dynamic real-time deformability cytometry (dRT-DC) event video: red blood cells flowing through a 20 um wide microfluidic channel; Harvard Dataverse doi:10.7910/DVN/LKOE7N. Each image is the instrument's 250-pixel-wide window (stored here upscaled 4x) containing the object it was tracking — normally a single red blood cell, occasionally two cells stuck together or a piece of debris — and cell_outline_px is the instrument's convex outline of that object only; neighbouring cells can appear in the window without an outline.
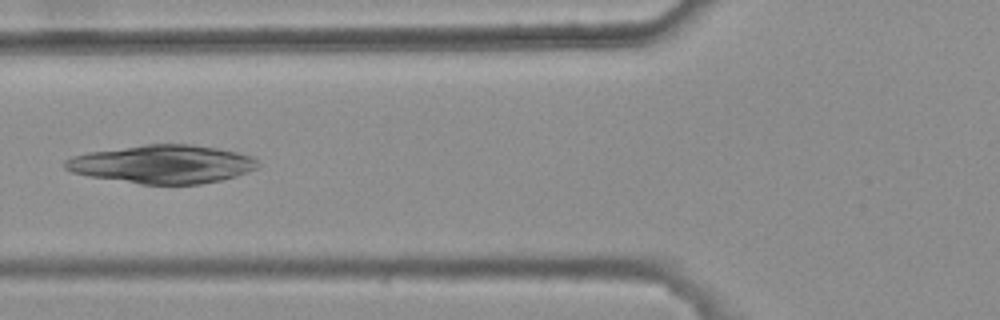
{"species": "common noctule bat (a hibernating species)", "species_latin": "Nyctalus noctula", "temperature_condition": "warm", "stored_images_in_passage": 5, "camera_frame_rate_fps": 3000, "um_per_image_px": 0.085, "animal": {"sex": "female", "body_mass_g": 25.1}, "frame": {"image": 1, "passage_image": 5, "time_ms": 1.333, "image_size_px": [1000, 320], "cell_outline_px": [[260, 164], [256, 168], [236, 176], [220, 180], [200, 184], [140, 184], [88, 176], [72, 172], [64, 168], [64, 160], [72, 156], [88, 152], [148, 144], [192, 144], [216, 148], [236, 152], [252, 156]], "centroid_in_image_um": [13.79, 13.95], "position_along_channel_um": 112.0, "area_um2": 42.95}}